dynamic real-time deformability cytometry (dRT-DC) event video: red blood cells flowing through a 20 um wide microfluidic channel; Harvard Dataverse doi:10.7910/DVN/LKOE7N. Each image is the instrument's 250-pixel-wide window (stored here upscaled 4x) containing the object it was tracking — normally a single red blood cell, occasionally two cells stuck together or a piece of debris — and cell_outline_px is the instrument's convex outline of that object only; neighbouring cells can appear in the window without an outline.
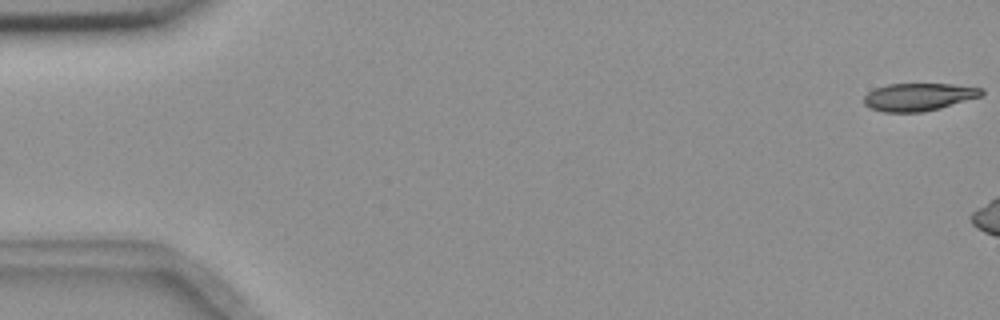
{"species": "common noctule bat (a hibernating species)", "species_latin": "Nyctalus noctula", "temperature_condition": "room temperature", "stored_images_in_passage": 6, "camera_frame_rate_fps": 3000, "um_per_image_px": 0.085, "animal": {"sex": "female", "body_mass_g": 18.4}, "frame": {"image": 1, "passage_image": 1, "time_ms": 0.0, "image_size_px": [1000, 320], "cell_outline_px": [[984, 92], [980, 96], [940, 108], [924, 112], [884, 112], [868, 108], [864, 104], [864, 96], [868, 92], [876, 88], [888, 84], [952, 84], [984, 88]], "centroid_in_image_um": [78.06, 8.24], "position_along_channel_um": 6.9, "area_um2": 18.96}}